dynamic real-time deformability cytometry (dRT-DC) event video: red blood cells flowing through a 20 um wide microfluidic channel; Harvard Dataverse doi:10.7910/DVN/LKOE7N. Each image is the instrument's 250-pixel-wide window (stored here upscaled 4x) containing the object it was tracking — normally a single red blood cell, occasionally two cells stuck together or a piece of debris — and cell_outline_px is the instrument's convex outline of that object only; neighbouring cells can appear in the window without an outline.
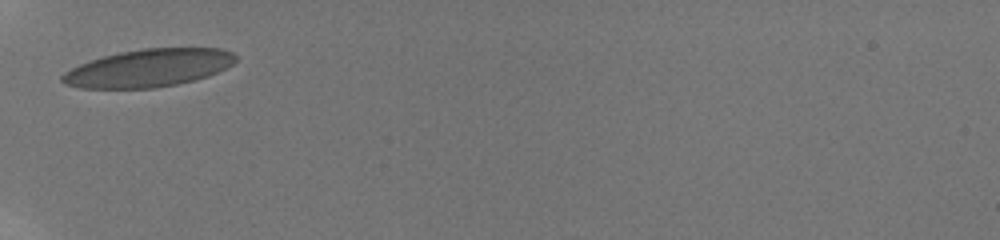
{"species": "human", "species_latin": "Homo sapiens", "temperature_condition": "room temperature", "stored_images_in_passage": 35, "camera_frame_rate_fps": 3000, "um_per_image_px": 0.085, "donor": {"sex": "male"}, "frame": {"image": 1, "passage_image": 1, "time_ms": 0.0, "image_size_px": [1000, 240], "cell_outline_px": [[236, 60], [232, 64], [208, 76], [176, 84], [152, 88], [80, 88], [64, 84], [60, 80], [60, 76], [64, 72], [80, 64], [104, 56], [120, 52], [144, 48], [220, 48], [232, 52], [236, 56]], "centroid_in_image_um": [12.6, 5.78], "position_along_channel_um": 72.4, "area_um2": 37.86}}
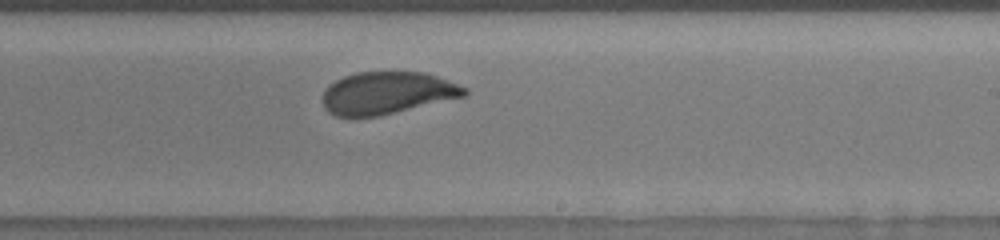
{"frame": {"image": 2, "passage_image": 23, "time_ms": 5.0, "image_size_px": [1000, 240], "cell_outline_px": [[468, 92], [464, 96], [380, 116], [336, 116], [328, 112], [324, 108], [324, 92], [328, 84], [344, 76], [356, 72], [428, 72], [468, 88]], "centroid_in_image_um": [32.92, 7.89], "position_along_channel_um": 256.1, "area_um2": 34.91}}
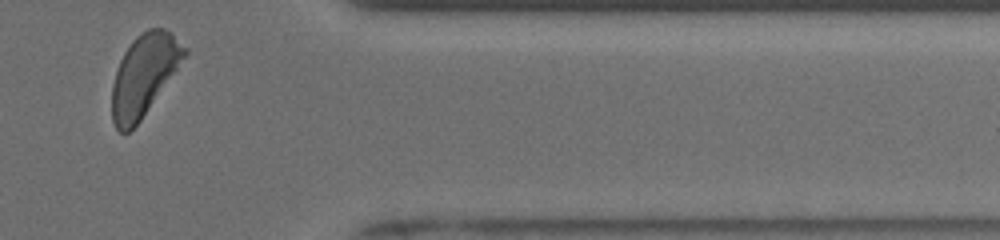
{"frame": {"image": 3, "passage_image": 34, "time_ms": 9.0, "image_size_px": [1000, 240], "cell_outline_px": [[188, 52], [140, 120], [128, 132], [120, 132], [116, 128], [112, 120], [112, 84], [120, 60], [124, 52], [132, 40], [136, 36], [148, 28], [164, 28], [172, 32], [188, 48]], "centroid_in_image_um": [12.24, 6.33], "position_along_channel_um": 399.2, "area_um2": 33.81}, "authors_computed_cell_mechanics": {"area_um2": 36.414, "velocity_mm_per_s": 3.8243, "shape_relaxation_time_tau1_ms": 3.138, "shape_relaxation_time_tau2_ms": null, "deformation_change_tau1": 0.12, "deformation_change_tau2": null}}